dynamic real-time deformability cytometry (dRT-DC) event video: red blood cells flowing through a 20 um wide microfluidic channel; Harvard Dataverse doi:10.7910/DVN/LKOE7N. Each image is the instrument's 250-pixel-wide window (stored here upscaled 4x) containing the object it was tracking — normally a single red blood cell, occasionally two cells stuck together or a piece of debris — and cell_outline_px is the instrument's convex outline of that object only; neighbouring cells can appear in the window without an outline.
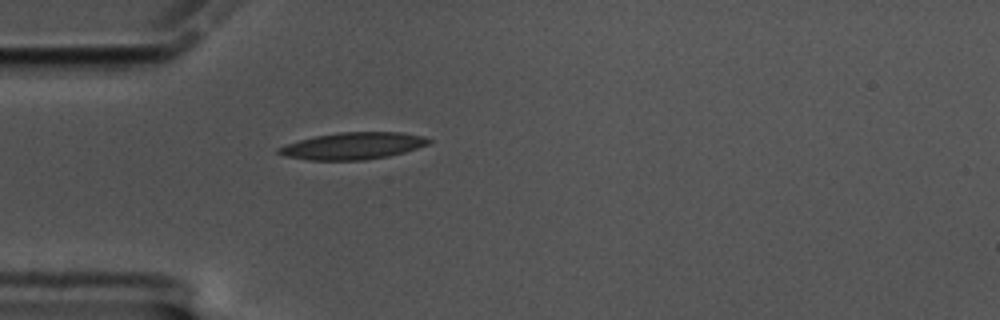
{"species": "common noctule bat (a hibernating species)", "species_latin": "Nyctalus noctula", "temperature_condition": "cold", "stored_images_in_passage": 44, "camera_frame_rate_fps": 3000, "um_per_image_px": 0.085, "animal": {"sex": "male", "body_mass_g": 17.5, "forearm_length_mm": 52.3}, "frame": {"image": 1, "passage_image": 1, "time_ms": 0.0, "image_size_px": [1000, 320], "cell_outline_px": [[432, 140], [428, 144], [404, 152], [388, 156], [364, 160], [308, 160], [284, 156], [276, 152], [276, 148], [300, 140], [316, 136], [340, 132], [404, 132], [424, 136]], "centroid_in_image_um": [30.0, 12.4], "position_along_channel_um": 55.0, "area_um2": 23.47}}
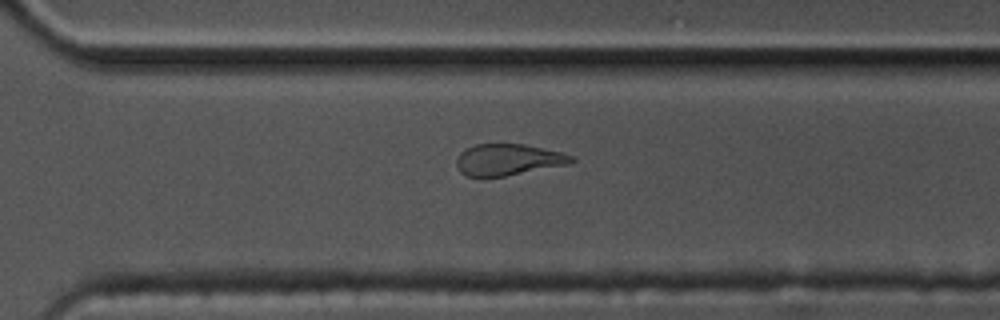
{"frame": {"image": 2, "passage_image": 26, "time_ms": 8.333, "image_size_px": [1000, 320], "cell_outline_px": [[576, 160], [568, 164], [504, 176], [464, 176], [460, 172], [456, 164], [456, 160], [460, 152], [476, 144], [524, 144], [560, 152], [572, 156]], "centroid_in_image_um": [43.16, 13.57], "position_along_channel_um": 327.4, "area_um2": 20.75}}
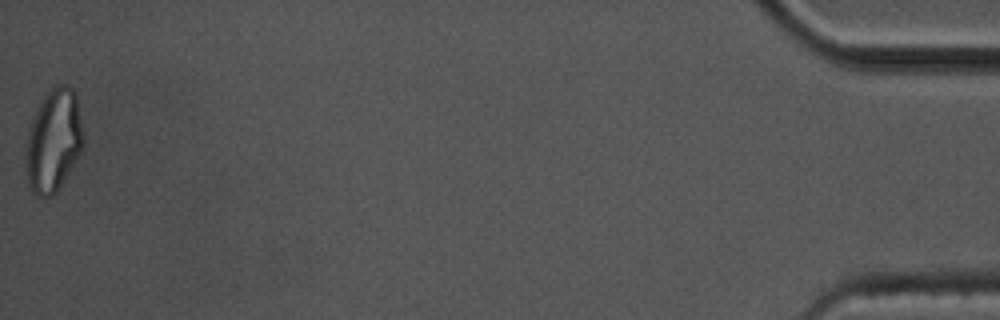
{"frame": {"image": 3, "passage_image": 44, "time_ms": 14.333, "image_size_px": [1000, 320], "cell_outline_px": [[84, 144], [80, 152], [56, 192], [52, 196], [36, 196], [32, 192], [28, 184], [24, 168], [24, 152], [28, 128], [36, 108], [48, 88], [52, 84], [68, 84], [76, 92], [84, 132]], "centroid_in_image_um": [4.52, 11.89], "position_along_channel_um": 430.7, "area_um2": 35.37}, "authors_computed_cell_mechanics": {"area_um2": 22.9466, "velocity_mm_per_s": 3.3437, "shape_relaxation_time_tau1_ms": null, "shape_relaxation_time_tau2_ms": 3.8765, "deformation_change_tau1": null, "deformation_change_tau2": 0.127}}